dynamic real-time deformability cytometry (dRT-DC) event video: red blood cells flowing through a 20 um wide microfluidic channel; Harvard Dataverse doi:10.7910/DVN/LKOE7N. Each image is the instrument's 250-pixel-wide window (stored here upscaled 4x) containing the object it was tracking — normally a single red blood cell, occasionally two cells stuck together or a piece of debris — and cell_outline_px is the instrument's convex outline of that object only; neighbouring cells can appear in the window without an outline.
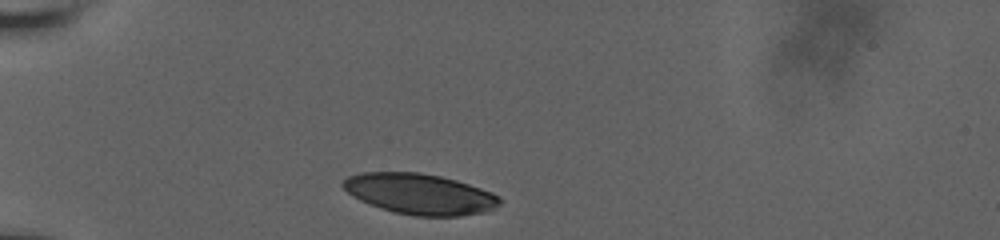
{"species": "human", "species_latin": "Homo sapiens", "temperature_condition": "room temperature", "stored_images_in_passage": 13, "camera_frame_rate_fps": 3000, "um_per_image_px": 0.085, "donor": {"sex": "male"}, "frame": {"image": 1, "passage_image": 1, "time_ms": 0.0, "image_size_px": [1000, 240], "cell_outline_px": [[500, 204], [484, 212], [460, 216], [416, 216], [392, 212], [368, 204], [352, 196], [340, 184], [348, 176], [360, 172], [420, 172], [440, 176], [456, 180], [492, 192], [500, 196]], "centroid_in_image_um": [35.65, 16.48], "position_along_channel_um": 49.3, "area_um2": 37.22}}
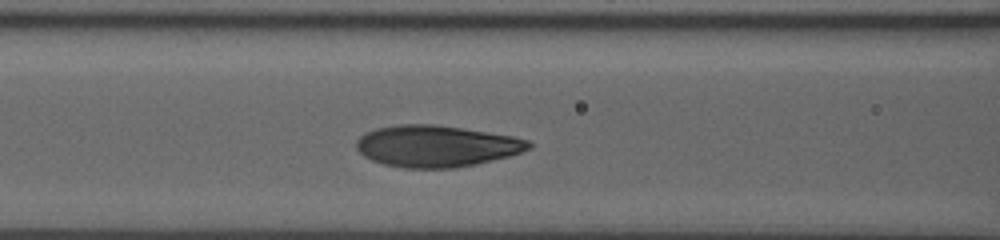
{"frame": {"image": 2, "passage_image": 9, "time_ms": 3.0, "image_size_px": [1000, 240], "cell_outline_px": [[532, 148], [508, 156], [492, 160], [452, 168], [404, 168], [384, 164], [372, 160], [364, 156], [356, 148], [356, 140], [364, 132], [376, 128], [396, 124], [436, 124], [488, 132], [512, 136], [528, 140], [532, 144]], "centroid_in_image_um": [37.05, 12.4], "position_along_channel_um": 129.6, "area_um2": 41.67}}
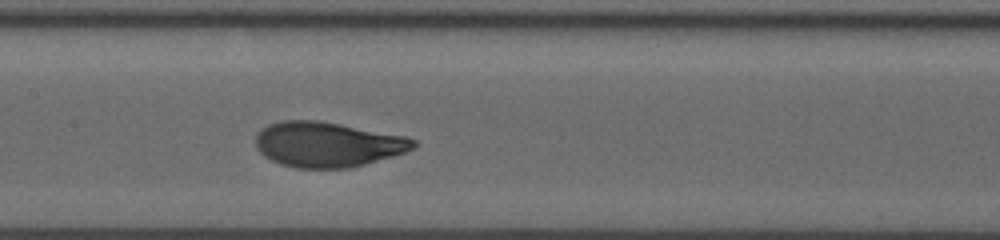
{"frame": {"image": 3, "passage_image": 13, "time_ms": 4.333, "image_size_px": [1000, 240], "cell_outline_px": [[416, 144], [412, 148], [404, 152], [392, 156], [364, 164], [348, 168], [296, 168], [280, 164], [264, 156], [256, 148], [256, 136], [268, 124], [284, 120], [320, 120], [404, 136], [416, 140]], "centroid_in_image_um": [27.81, 12.27], "position_along_channel_um": 179.6, "area_um2": 41.15}}